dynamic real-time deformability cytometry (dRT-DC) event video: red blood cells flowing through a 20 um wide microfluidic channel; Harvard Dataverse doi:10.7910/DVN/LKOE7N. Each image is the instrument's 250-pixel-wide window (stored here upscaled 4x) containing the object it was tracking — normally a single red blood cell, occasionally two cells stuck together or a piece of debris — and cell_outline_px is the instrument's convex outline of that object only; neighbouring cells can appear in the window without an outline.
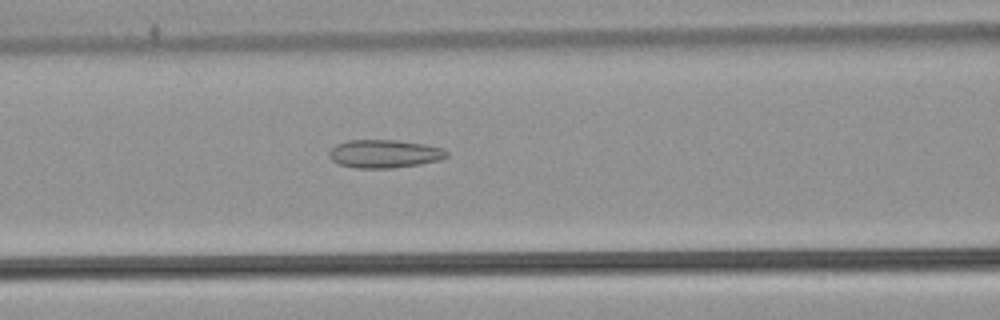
{"species": "common noctule bat (a hibernating species)", "species_latin": "Nyctalus noctula", "temperature_condition": "warm", "stored_images_in_passage": 49, "camera_frame_rate_fps": 3000, "um_per_image_px": 0.085, "animal": {"sex": "male", "body_mass_g": 21.5, "forearm_length_mm": 52.0}, "frame": {"image": 1, "passage_image": 20, "time_ms": 6.333, "image_size_px": [1000, 320], "cell_outline_px": [[448, 156], [440, 160], [420, 164], [392, 168], [356, 168], [340, 164], [332, 160], [328, 156], [328, 152], [336, 144], [348, 140], [400, 140], [424, 144], [440, 148], [448, 152]], "centroid_in_image_um": [32.66, 13.07], "position_along_channel_um": 133.9, "area_um2": 19.31}}
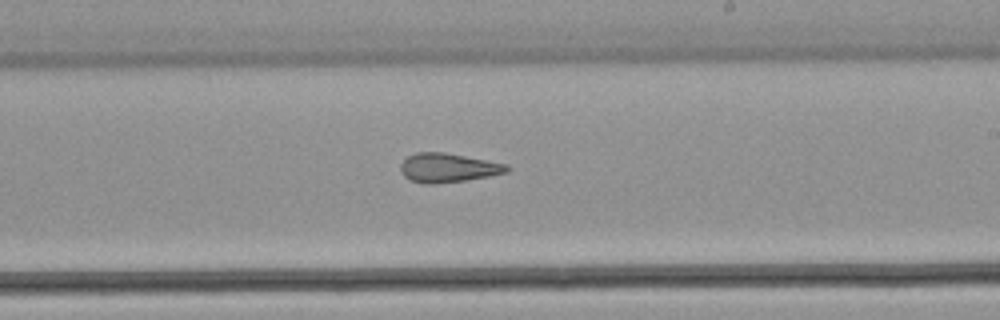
{"frame": {"image": 2, "passage_image": 29, "time_ms": 9.333, "image_size_px": [1000, 320], "cell_outline_px": [[512, 168], [508, 172], [488, 176], [464, 180], [432, 184], [424, 184], [408, 180], [400, 172], [400, 164], [408, 156], [416, 152], [444, 152], [508, 164]], "centroid_in_image_um": [38.07, 14.26], "position_along_channel_um": 250.9, "area_um2": 18.09}}
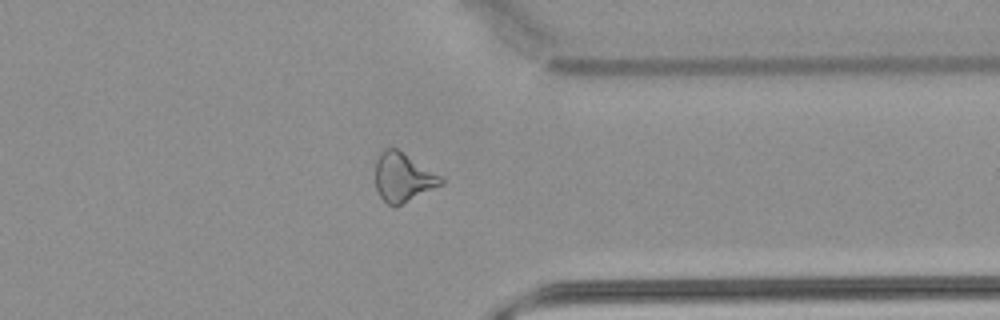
{"frame": {"image": 3, "passage_image": 39, "time_ms": 12.667, "image_size_px": [1000, 320], "cell_outline_px": [[444, 184], [396, 208], [388, 204], [380, 196], [376, 188], [376, 160], [380, 152], [384, 148], [396, 148], [440, 176], [444, 180]], "centroid_in_image_um": [34.25, 15.11], "position_along_channel_um": 377.2, "area_um2": 18.67}}